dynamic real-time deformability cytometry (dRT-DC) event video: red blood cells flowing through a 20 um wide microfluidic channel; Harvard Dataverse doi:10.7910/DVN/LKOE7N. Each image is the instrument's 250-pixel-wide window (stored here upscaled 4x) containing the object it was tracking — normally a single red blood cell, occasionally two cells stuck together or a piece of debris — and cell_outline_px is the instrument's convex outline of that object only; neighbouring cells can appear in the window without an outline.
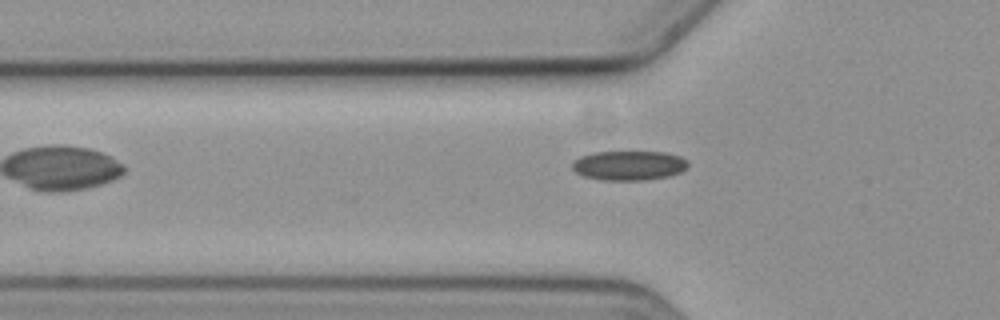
{"species": "common noctule bat (a hibernating species)", "species_latin": "Nyctalus noctula", "temperature_condition": "cold", "stored_images_in_passage": 11, "camera_frame_rate_fps": 3000, "um_per_image_px": 0.085, "animal": {"sex": "female", "body_mass_g": 19.3, "forearm_length_mm": 54.1}, "frame": {"image": 1, "passage_image": 4, "time_ms": 1.0, "image_size_px": [1000, 320], "cell_outline_px": [[688, 168], [680, 172], [668, 176], [644, 180], [600, 180], [584, 176], [576, 172], [572, 168], [572, 160], [580, 156], [592, 152], [664, 152], [680, 156], [688, 160]], "centroid_in_image_um": [53.45, 14.06], "position_along_channel_um": 72.4, "area_um2": 20.06}}
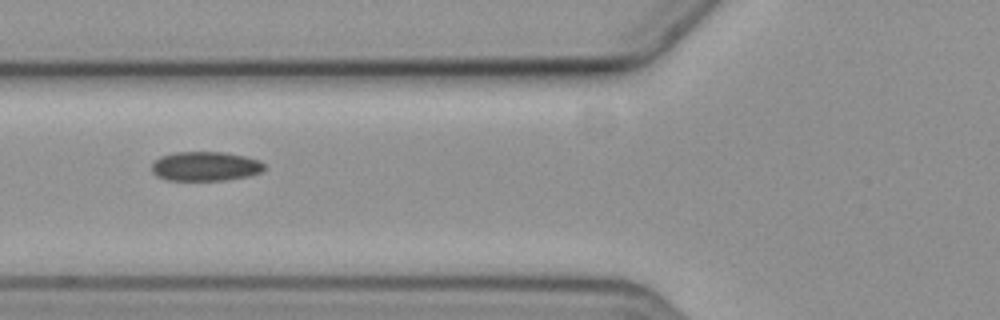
{"frame": {"image": 2, "passage_image": 7, "time_ms": 2.0, "image_size_px": [1000, 320], "cell_outline_px": [[264, 168], [260, 172], [248, 176], [224, 180], [168, 180], [156, 176], [152, 172], [152, 164], [160, 156], [176, 152], [224, 152], [244, 156], [260, 160], [264, 164]], "centroid_in_image_um": [17.44, 14.13], "position_along_channel_um": 108.4, "area_um2": 19.19}}
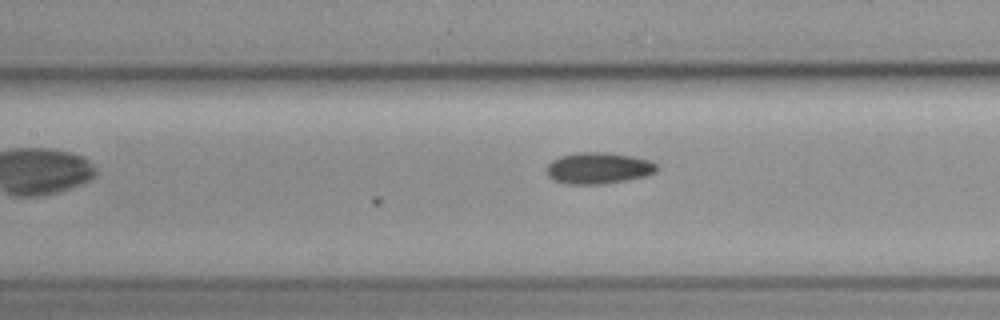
{"frame": {"image": 3, "passage_image": 11, "time_ms": 3.333, "image_size_px": [1000, 320], "cell_outline_px": [[660, 168], [656, 172], [644, 176], [628, 180], [604, 184], [568, 184], [552, 180], [548, 176], [548, 164], [552, 160], [560, 156], [576, 152], [612, 152], [632, 156], [648, 160], [656, 164]], "centroid_in_image_um": [50.88, 14.29], "position_along_channel_um": 156.5, "area_um2": 20.35}}